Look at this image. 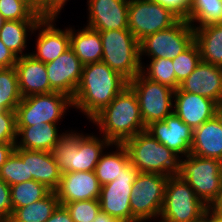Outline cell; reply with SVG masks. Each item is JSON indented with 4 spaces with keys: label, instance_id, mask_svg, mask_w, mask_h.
Wrapping results in <instances>:
<instances>
[{
    "label": "cell",
    "instance_id": "4dcf8cb0",
    "mask_svg": "<svg viewBox=\"0 0 222 222\" xmlns=\"http://www.w3.org/2000/svg\"><path fill=\"white\" fill-rule=\"evenodd\" d=\"M0 179L9 186L33 180L28 175L27 149L15 148L0 170Z\"/></svg>",
    "mask_w": 222,
    "mask_h": 222
},
{
    "label": "cell",
    "instance_id": "484cf974",
    "mask_svg": "<svg viewBox=\"0 0 222 222\" xmlns=\"http://www.w3.org/2000/svg\"><path fill=\"white\" fill-rule=\"evenodd\" d=\"M193 29L201 61L222 67V23Z\"/></svg>",
    "mask_w": 222,
    "mask_h": 222
},
{
    "label": "cell",
    "instance_id": "681fc988",
    "mask_svg": "<svg viewBox=\"0 0 222 222\" xmlns=\"http://www.w3.org/2000/svg\"><path fill=\"white\" fill-rule=\"evenodd\" d=\"M216 116H217V118L219 119V121L221 122V125H222V102L217 104Z\"/></svg>",
    "mask_w": 222,
    "mask_h": 222
},
{
    "label": "cell",
    "instance_id": "9a60e30c",
    "mask_svg": "<svg viewBox=\"0 0 222 222\" xmlns=\"http://www.w3.org/2000/svg\"><path fill=\"white\" fill-rule=\"evenodd\" d=\"M56 19L43 17L34 28L39 34L36 39V51L30 54L45 64L57 59L70 47V28H57Z\"/></svg>",
    "mask_w": 222,
    "mask_h": 222
},
{
    "label": "cell",
    "instance_id": "d6a6232c",
    "mask_svg": "<svg viewBox=\"0 0 222 222\" xmlns=\"http://www.w3.org/2000/svg\"><path fill=\"white\" fill-rule=\"evenodd\" d=\"M22 98L15 67L0 69V111L16 110Z\"/></svg>",
    "mask_w": 222,
    "mask_h": 222
},
{
    "label": "cell",
    "instance_id": "52a82bcc",
    "mask_svg": "<svg viewBox=\"0 0 222 222\" xmlns=\"http://www.w3.org/2000/svg\"><path fill=\"white\" fill-rule=\"evenodd\" d=\"M73 108L72 98L60 92L23 97L16 107V126L57 124Z\"/></svg>",
    "mask_w": 222,
    "mask_h": 222
},
{
    "label": "cell",
    "instance_id": "e575fe53",
    "mask_svg": "<svg viewBox=\"0 0 222 222\" xmlns=\"http://www.w3.org/2000/svg\"><path fill=\"white\" fill-rule=\"evenodd\" d=\"M176 80L181 84L201 62L200 50L194 41L185 51L172 60Z\"/></svg>",
    "mask_w": 222,
    "mask_h": 222
},
{
    "label": "cell",
    "instance_id": "ffe728a7",
    "mask_svg": "<svg viewBox=\"0 0 222 222\" xmlns=\"http://www.w3.org/2000/svg\"><path fill=\"white\" fill-rule=\"evenodd\" d=\"M179 88L207 97L217 104L222 102V67L200 62Z\"/></svg>",
    "mask_w": 222,
    "mask_h": 222
},
{
    "label": "cell",
    "instance_id": "d590c367",
    "mask_svg": "<svg viewBox=\"0 0 222 222\" xmlns=\"http://www.w3.org/2000/svg\"><path fill=\"white\" fill-rule=\"evenodd\" d=\"M0 14L6 21H39L42 18L19 0H0Z\"/></svg>",
    "mask_w": 222,
    "mask_h": 222
},
{
    "label": "cell",
    "instance_id": "f5cc1de1",
    "mask_svg": "<svg viewBox=\"0 0 222 222\" xmlns=\"http://www.w3.org/2000/svg\"><path fill=\"white\" fill-rule=\"evenodd\" d=\"M0 222H15L11 218L1 219Z\"/></svg>",
    "mask_w": 222,
    "mask_h": 222
},
{
    "label": "cell",
    "instance_id": "7a4b0ae2",
    "mask_svg": "<svg viewBox=\"0 0 222 222\" xmlns=\"http://www.w3.org/2000/svg\"><path fill=\"white\" fill-rule=\"evenodd\" d=\"M91 123H95L100 136L111 144H123L146 129L137 96L129 86L99 112Z\"/></svg>",
    "mask_w": 222,
    "mask_h": 222
},
{
    "label": "cell",
    "instance_id": "1f68e13d",
    "mask_svg": "<svg viewBox=\"0 0 222 222\" xmlns=\"http://www.w3.org/2000/svg\"><path fill=\"white\" fill-rule=\"evenodd\" d=\"M51 190L35 181H24L10 186L12 210L32 204L44 198Z\"/></svg>",
    "mask_w": 222,
    "mask_h": 222
},
{
    "label": "cell",
    "instance_id": "74e56055",
    "mask_svg": "<svg viewBox=\"0 0 222 222\" xmlns=\"http://www.w3.org/2000/svg\"><path fill=\"white\" fill-rule=\"evenodd\" d=\"M16 112L15 110L0 111V143H16Z\"/></svg>",
    "mask_w": 222,
    "mask_h": 222
},
{
    "label": "cell",
    "instance_id": "8fae6325",
    "mask_svg": "<svg viewBox=\"0 0 222 222\" xmlns=\"http://www.w3.org/2000/svg\"><path fill=\"white\" fill-rule=\"evenodd\" d=\"M194 42V29L185 20L180 19L172 27L146 36L139 42L140 62L142 56L150 59L164 58L173 60Z\"/></svg>",
    "mask_w": 222,
    "mask_h": 222
},
{
    "label": "cell",
    "instance_id": "277c9868",
    "mask_svg": "<svg viewBox=\"0 0 222 222\" xmlns=\"http://www.w3.org/2000/svg\"><path fill=\"white\" fill-rule=\"evenodd\" d=\"M123 145L129 154L130 163L139 172L178 175L180 157L148 132L137 133Z\"/></svg>",
    "mask_w": 222,
    "mask_h": 222
},
{
    "label": "cell",
    "instance_id": "7c38bea8",
    "mask_svg": "<svg viewBox=\"0 0 222 222\" xmlns=\"http://www.w3.org/2000/svg\"><path fill=\"white\" fill-rule=\"evenodd\" d=\"M128 29L140 42L146 36L166 30L180 18L168 8L152 0H129Z\"/></svg>",
    "mask_w": 222,
    "mask_h": 222
},
{
    "label": "cell",
    "instance_id": "f6af8a7d",
    "mask_svg": "<svg viewBox=\"0 0 222 222\" xmlns=\"http://www.w3.org/2000/svg\"><path fill=\"white\" fill-rule=\"evenodd\" d=\"M69 0H51V17H59L61 10Z\"/></svg>",
    "mask_w": 222,
    "mask_h": 222
},
{
    "label": "cell",
    "instance_id": "4fadbf2b",
    "mask_svg": "<svg viewBox=\"0 0 222 222\" xmlns=\"http://www.w3.org/2000/svg\"><path fill=\"white\" fill-rule=\"evenodd\" d=\"M139 171L130 162L114 181L101 186L98 198L100 209L121 222H138L131 212L130 197L133 182Z\"/></svg>",
    "mask_w": 222,
    "mask_h": 222
},
{
    "label": "cell",
    "instance_id": "7bdbcfd3",
    "mask_svg": "<svg viewBox=\"0 0 222 222\" xmlns=\"http://www.w3.org/2000/svg\"><path fill=\"white\" fill-rule=\"evenodd\" d=\"M45 222H74L64 205H58Z\"/></svg>",
    "mask_w": 222,
    "mask_h": 222
},
{
    "label": "cell",
    "instance_id": "3957f363",
    "mask_svg": "<svg viewBox=\"0 0 222 222\" xmlns=\"http://www.w3.org/2000/svg\"><path fill=\"white\" fill-rule=\"evenodd\" d=\"M66 131L51 150L61 173L95 171L101 154L112 144L103 136Z\"/></svg>",
    "mask_w": 222,
    "mask_h": 222
},
{
    "label": "cell",
    "instance_id": "f546056e",
    "mask_svg": "<svg viewBox=\"0 0 222 222\" xmlns=\"http://www.w3.org/2000/svg\"><path fill=\"white\" fill-rule=\"evenodd\" d=\"M59 205L55 191L27 206L13 210L11 219L15 222H45Z\"/></svg>",
    "mask_w": 222,
    "mask_h": 222
},
{
    "label": "cell",
    "instance_id": "816d5d0a",
    "mask_svg": "<svg viewBox=\"0 0 222 222\" xmlns=\"http://www.w3.org/2000/svg\"><path fill=\"white\" fill-rule=\"evenodd\" d=\"M5 22H6V20H5L4 17L0 14V30L2 29V26L4 25Z\"/></svg>",
    "mask_w": 222,
    "mask_h": 222
},
{
    "label": "cell",
    "instance_id": "83f0119b",
    "mask_svg": "<svg viewBox=\"0 0 222 222\" xmlns=\"http://www.w3.org/2000/svg\"><path fill=\"white\" fill-rule=\"evenodd\" d=\"M115 151H105L95 167V174L101 186L114 181L122 173V169L130 162L129 154L123 144H112Z\"/></svg>",
    "mask_w": 222,
    "mask_h": 222
},
{
    "label": "cell",
    "instance_id": "8992f818",
    "mask_svg": "<svg viewBox=\"0 0 222 222\" xmlns=\"http://www.w3.org/2000/svg\"><path fill=\"white\" fill-rule=\"evenodd\" d=\"M178 176L187 182L208 207L222 192L220 161L188 154L180 158Z\"/></svg>",
    "mask_w": 222,
    "mask_h": 222
},
{
    "label": "cell",
    "instance_id": "c3c4849f",
    "mask_svg": "<svg viewBox=\"0 0 222 222\" xmlns=\"http://www.w3.org/2000/svg\"><path fill=\"white\" fill-rule=\"evenodd\" d=\"M210 208L222 217V192Z\"/></svg>",
    "mask_w": 222,
    "mask_h": 222
},
{
    "label": "cell",
    "instance_id": "db71d44e",
    "mask_svg": "<svg viewBox=\"0 0 222 222\" xmlns=\"http://www.w3.org/2000/svg\"><path fill=\"white\" fill-rule=\"evenodd\" d=\"M220 175H221V182H222V161H220Z\"/></svg>",
    "mask_w": 222,
    "mask_h": 222
},
{
    "label": "cell",
    "instance_id": "e0dca14e",
    "mask_svg": "<svg viewBox=\"0 0 222 222\" xmlns=\"http://www.w3.org/2000/svg\"><path fill=\"white\" fill-rule=\"evenodd\" d=\"M50 87L73 98L79 85L83 64L71 47L54 61L45 64Z\"/></svg>",
    "mask_w": 222,
    "mask_h": 222
},
{
    "label": "cell",
    "instance_id": "836d02e7",
    "mask_svg": "<svg viewBox=\"0 0 222 222\" xmlns=\"http://www.w3.org/2000/svg\"><path fill=\"white\" fill-rule=\"evenodd\" d=\"M146 67L142 64L141 73L151 81H155L170 87L173 90L179 88L176 80L173 62L170 59L155 58L149 61Z\"/></svg>",
    "mask_w": 222,
    "mask_h": 222
},
{
    "label": "cell",
    "instance_id": "f1b7e54d",
    "mask_svg": "<svg viewBox=\"0 0 222 222\" xmlns=\"http://www.w3.org/2000/svg\"><path fill=\"white\" fill-rule=\"evenodd\" d=\"M185 20L193 28L222 23V0H190Z\"/></svg>",
    "mask_w": 222,
    "mask_h": 222
},
{
    "label": "cell",
    "instance_id": "8d00e7d4",
    "mask_svg": "<svg viewBox=\"0 0 222 222\" xmlns=\"http://www.w3.org/2000/svg\"><path fill=\"white\" fill-rule=\"evenodd\" d=\"M64 206L74 222H93L101 210L98 199L70 202Z\"/></svg>",
    "mask_w": 222,
    "mask_h": 222
},
{
    "label": "cell",
    "instance_id": "6da1fadb",
    "mask_svg": "<svg viewBox=\"0 0 222 222\" xmlns=\"http://www.w3.org/2000/svg\"><path fill=\"white\" fill-rule=\"evenodd\" d=\"M128 82L102 61L84 65L72 98L73 108L79 109L91 121L128 86Z\"/></svg>",
    "mask_w": 222,
    "mask_h": 222
},
{
    "label": "cell",
    "instance_id": "4316f807",
    "mask_svg": "<svg viewBox=\"0 0 222 222\" xmlns=\"http://www.w3.org/2000/svg\"><path fill=\"white\" fill-rule=\"evenodd\" d=\"M38 22L39 21H6L0 30V40L18 58L25 56L30 53H25L28 37L35 33L34 28ZM28 32H30V34Z\"/></svg>",
    "mask_w": 222,
    "mask_h": 222
},
{
    "label": "cell",
    "instance_id": "9c48e42d",
    "mask_svg": "<svg viewBox=\"0 0 222 222\" xmlns=\"http://www.w3.org/2000/svg\"><path fill=\"white\" fill-rule=\"evenodd\" d=\"M209 207L178 175L170 176L165 186L160 222H191Z\"/></svg>",
    "mask_w": 222,
    "mask_h": 222
},
{
    "label": "cell",
    "instance_id": "ab89813d",
    "mask_svg": "<svg viewBox=\"0 0 222 222\" xmlns=\"http://www.w3.org/2000/svg\"><path fill=\"white\" fill-rule=\"evenodd\" d=\"M168 8L180 19H186L189 12L190 0H152Z\"/></svg>",
    "mask_w": 222,
    "mask_h": 222
},
{
    "label": "cell",
    "instance_id": "30bf717a",
    "mask_svg": "<svg viewBox=\"0 0 222 222\" xmlns=\"http://www.w3.org/2000/svg\"><path fill=\"white\" fill-rule=\"evenodd\" d=\"M128 86L137 96L145 127L174 113L175 90L170 87L151 81L142 73L130 80Z\"/></svg>",
    "mask_w": 222,
    "mask_h": 222
},
{
    "label": "cell",
    "instance_id": "5bb4252c",
    "mask_svg": "<svg viewBox=\"0 0 222 222\" xmlns=\"http://www.w3.org/2000/svg\"><path fill=\"white\" fill-rule=\"evenodd\" d=\"M152 137L176 153L180 158L191 152L193 129L185 124L175 113L163 121H155L145 129Z\"/></svg>",
    "mask_w": 222,
    "mask_h": 222
},
{
    "label": "cell",
    "instance_id": "ba28073f",
    "mask_svg": "<svg viewBox=\"0 0 222 222\" xmlns=\"http://www.w3.org/2000/svg\"><path fill=\"white\" fill-rule=\"evenodd\" d=\"M168 176L139 172L131 189L132 216L138 222L159 220Z\"/></svg>",
    "mask_w": 222,
    "mask_h": 222
},
{
    "label": "cell",
    "instance_id": "d6986e66",
    "mask_svg": "<svg viewBox=\"0 0 222 222\" xmlns=\"http://www.w3.org/2000/svg\"><path fill=\"white\" fill-rule=\"evenodd\" d=\"M217 103L207 97L174 91V113L193 130L216 115Z\"/></svg>",
    "mask_w": 222,
    "mask_h": 222
},
{
    "label": "cell",
    "instance_id": "5b68a950",
    "mask_svg": "<svg viewBox=\"0 0 222 222\" xmlns=\"http://www.w3.org/2000/svg\"><path fill=\"white\" fill-rule=\"evenodd\" d=\"M101 61L128 81L141 73L139 41L129 29L101 31Z\"/></svg>",
    "mask_w": 222,
    "mask_h": 222
},
{
    "label": "cell",
    "instance_id": "ee69618b",
    "mask_svg": "<svg viewBox=\"0 0 222 222\" xmlns=\"http://www.w3.org/2000/svg\"><path fill=\"white\" fill-rule=\"evenodd\" d=\"M15 144L16 143H0V170L9 156L15 150Z\"/></svg>",
    "mask_w": 222,
    "mask_h": 222
},
{
    "label": "cell",
    "instance_id": "cb8c5ba5",
    "mask_svg": "<svg viewBox=\"0 0 222 222\" xmlns=\"http://www.w3.org/2000/svg\"><path fill=\"white\" fill-rule=\"evenodd\" d=\"M27 169L33 180L44 184L51 191L58 188L61 171L51 152L27 150Z\"/></svg>",
    "mask_w": 222,
    "mask_h": 222
},
{
    "label": "cell",
    "instance_id": "603a6c76",
    "mask_svg": "<svg viewBox=\"0 0 222 222\" xmlns=\"http://www.w3.org/2000/svg\"><path fill=\"white\" fill-rule=\"evenodd\" d=\"M57 124L16 126L17 140L15 148L51 152L54 145L65 135L58 133ZM20 137V138H19ZM19 139V140H18Z\"/></svg>",
    "mask_w": 222,
    "mask_h": 222
},
{
    "label": "cell",
    "instance_id": "44dd1931",
    "mask_svg": "<svg viewBox=\"0 0 222 222\" xmlns=\"http://www.w3.org/2000/svg\"><path fill=\"white\" fill-rule=\"evenodd\" d=\"M15 69L22 97L55 92L50 87L45 63L30 53L17 59Z\"/></svg>",
    "mask_w": 222,
    "mask_h": 222
},
{
    "label": "cell",
    "instance_id": "bcb514c9",
    "mask_svg": "<svg viewBox=\"0 0 222 222\" xmlns=\"http://www.w3.org/2000/svg\"><path fill=\"white\" fill-rule=\"evenodd\" d=\"M93 222H121V221L109 216L107 213L102 212L100 210Z\"/></svg>",
    "mask_w": 222,
    "mask_h": 222
},
{
    "label": "cell",
    "instance_id": "f35d334b",
    "mask_svg": "<svg viewBox=\"0 0 222 222\" xmlns=\"http://www.w3.org/2000/svg\"><path fill=\"white\" fill-rule=\"evenodd\" d=\"M12 212L10 186L0 179V220L10 218Z\"/></svg>",
    "mask_w": 222,
    "mask_h": 222
},
{
    "label": "cell",
    "instance_id": "2e32d148",
    "mask_svg": "<svg viewBox=\"0 0 222 222\" xmlns=\"http://www.w3.org/2000/svg\"><path fill=\"white\" fill-rule=\"evenodd\" d=\"M86 27L95 31L128 29L129 0H87Z\"/></svg>",
    "mask_w": 222,
    "mask_h": 222
},
{
    "label": "cell",
    "instance_id": "60d3db41",
    "mask_svg": "<svg viewBox=\"0 0 222 222\" xmlns=\"http://www.w3.org/2000/svg\"><path fill=\"white\" fill-rule=\"evenodd\" d=\"M28 7L43 17H51V0H28Z\"/></svg>",
    "mask_w": 222,
    "mask_h": 222
},
{
    "label": "cell",
    "instance_id": "7402d4cb",
    "mask_svg": "<svg viewBox=\"0 0 222 222\" xmlns=\"http://www.w3.org/2000/svg\"><path fill=\"white\" fill-rule=\"evenodd\" d=\"M190 154L222 161V125L216 115L193 130Z\"/></svg>",
    "mask_w": 222,
    "mask_h": 222
},
{
    "label": "cell",
    "instance_id": "f907efd6",
    "mask_svg": "<svg viewBox=\"0 0 222 222\" xmlns=\"http://www.w3.org/2000/svg\"><path fill=\"white\" fill-rule=\"evenodd\" d=\"M212 222H222V217L212 210Z\"/></svg>",
    "mask_w": 222,
    "mask_h": 222
},
{
    "label": "cell",
    "instance_id": "b9f144b4",
    "mask_svg": "<svg viewBox=\"0 0 222 222\" xmlns=\"http://www.w3.org/2000/svg\"><path fill=\"white\" fill-rule=\"evenodd\" d=\"M18 57L0 40V69L15 67Z\"/></svg>",
    "mask_w": 222,
    "mask_h": 222
},
{
    "label": "cell",
    "instance_id": "d4e9b609",
    "mask_svg": "<svg viewBox=\"0 0 222 222\" xmlns=\"http://www.w3.org/2000/svg\"><path fill=\"white\" fill-rule=\"evenodd\" d=\"M70 27V47L83 65L101 62L103 47L100 32L83 27V29Z\"/></svg>",
    "mask_w": 222,
    "mask_h": 222
},
{
    "label": "cell",
    "instance_id": "7dc6e473",
    "mask_svg": "<svg viewBox=\"0 0 222 222\" xmlns=\"http://www.w3.org/2000/svg\"><path fill=\"white\" fill-rule=\"evenodd\" d=\"M191 222H212V209L209 207L205 212Z\"/></svg>",
    "mask_w": 222,
    "mask_h": 222
},
{
    "label": "cell",
    "instance_id": "11a10c76",
    "mask_svg": "<svg viewBox=\"0 0 222 222\" xmlns=\"http://www.w3.org/2000/svg\"><path fill=\"white\" fill-rule=\"evenodd\" d=\"M21 2H24L28 6V0H19Z\"/></svg>",
    "mask_w": 222,
    "mask_h": 222
},
{
    "label": "cell",
    "instance_id": "ac0fdd59",
    "mask_svg": "<svg viewBox=\"0 0 222 222\" xmlns=\"http://www.w3.org/2000/svg\"><path fill=\"white\" fill-rule=\"evenodd\" d=\"M101 184L95 171L63 172L55 190L59 204L98 199Z\"/></svg>",
    "mask_w": 222,
    "mask_h": 222
}]
</instances>
